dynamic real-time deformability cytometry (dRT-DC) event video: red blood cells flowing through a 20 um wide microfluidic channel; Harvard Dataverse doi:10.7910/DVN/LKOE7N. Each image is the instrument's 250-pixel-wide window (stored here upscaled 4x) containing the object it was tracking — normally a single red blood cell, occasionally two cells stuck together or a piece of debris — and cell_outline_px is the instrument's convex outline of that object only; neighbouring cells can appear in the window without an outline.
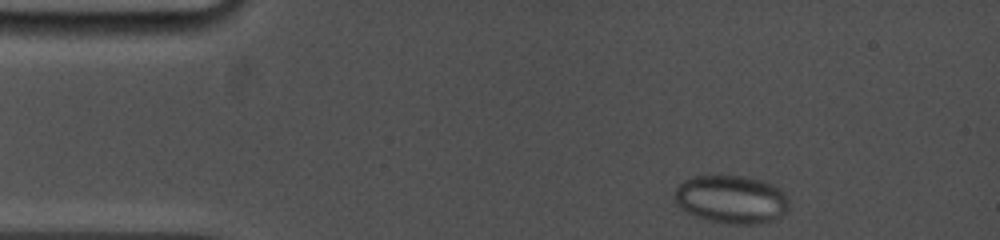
{"species": "common noctule bat (a hibernating species)", "species_latin": "Nyctalus noctula", "temperature_condition": "cold", "stored_images_in_passage": 10, "camera_frame_rate_fps": 5000, "um_per_image_px": 0.085, "animal": {"sex": "female", "body_mass_g": 19.0, "forearm_length_mm": 53.3}, "frame": {"image": 1, "passage_image": 1, "time_ms": 0.0, "image_size_px": [1000, 240], "cell_outline_px": [[788, 212], [772, 220], [756, 224], [728, 224], [708, 220], [696, 216], [688, 212], [676, 204], [676, 188], [684, 180], [692, 176], [744, 176], [760, 180], [772, 184], [780, 188], [784, 192], [788, 200]], "centroid_in_image_um": [62.19, 16.95], "position_along_channel_um": 22.8, "area_um2": 32.02}}
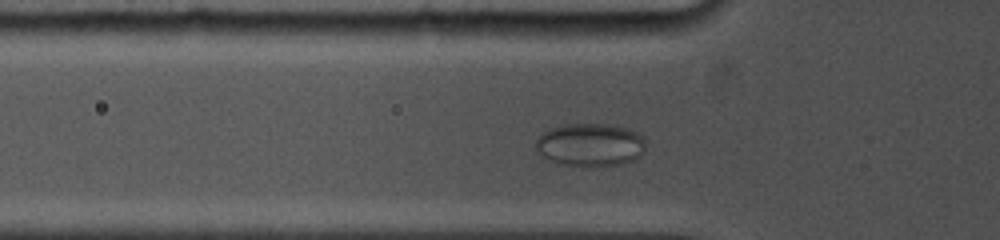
{"frame": {"image": 2, "passage_image": 9, "time_ms": 3.4, "image_size_px": [1000, 240], "cell_outline_px": [[644, 152], [640, 156], [632, 160], [620, 164], [596, 168], [560, 164], [548, 160], [536, 148], [536, 140], [544, 132], [552, 128], [564, 124], [608, 124], [624, 128], [636, 132], [644, 136]], "centroid_in_image_um": [50.19, 12.33], "position_along_channel_um": 75.6, "area_um2": 27.69}}